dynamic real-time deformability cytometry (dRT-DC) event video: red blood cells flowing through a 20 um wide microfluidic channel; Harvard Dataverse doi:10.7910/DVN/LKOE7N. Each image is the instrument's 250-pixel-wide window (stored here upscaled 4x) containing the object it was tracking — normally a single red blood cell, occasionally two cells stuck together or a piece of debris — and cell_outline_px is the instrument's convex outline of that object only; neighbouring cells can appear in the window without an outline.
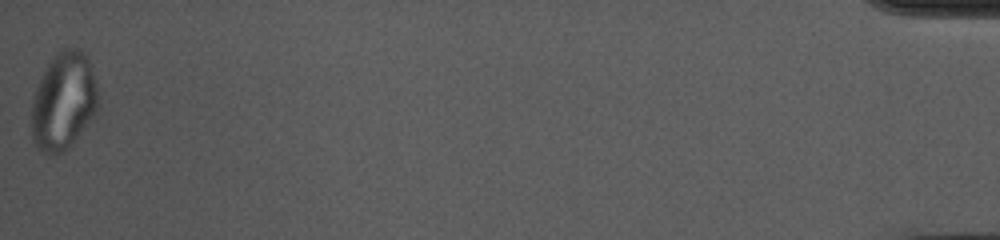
{"species": "common noctule bat (a hibernating species)", "species_latin": "Nyctalus noctula", "temperature_condition": "cold", "stored_images_in_passage": 48, "camera_frame_rate_fps": 3000, "um_per_image_px": 0.085, "animal": {"sex": "female", "body_mass_g": 10.0, "forearm_length_mm": 53.1}, "frame": {"image": 1, "passage_image": 48, "time_ms": 15.667, "image_size_px": [1000, 240], "cell_outline_px": [[96, 108], [72, 144], [64, 152], [48, 156], [40, 152], [36, 148], [32, 140], [32, 100], [36, 88], [48, 64], [56, 52], [64, 48], [76, 48], [84, 52], [88, 56], [96, 80]], "centroid_in_image_um": [5.36, 8.61], "position_along_channel_um": 429.8, "area_um2": 37.51}, "authors_computed_cell_mechanics": {"area_um2": 29.0445, "velocity_mm_per_s": 3.7026, "shape_relaxation_time_tau1_ms": null, "shape_relaxation_time_tau2_ms": 1.9591, "deformation_change_tau1": null, "deformation_change_tau2": 0.0819}}